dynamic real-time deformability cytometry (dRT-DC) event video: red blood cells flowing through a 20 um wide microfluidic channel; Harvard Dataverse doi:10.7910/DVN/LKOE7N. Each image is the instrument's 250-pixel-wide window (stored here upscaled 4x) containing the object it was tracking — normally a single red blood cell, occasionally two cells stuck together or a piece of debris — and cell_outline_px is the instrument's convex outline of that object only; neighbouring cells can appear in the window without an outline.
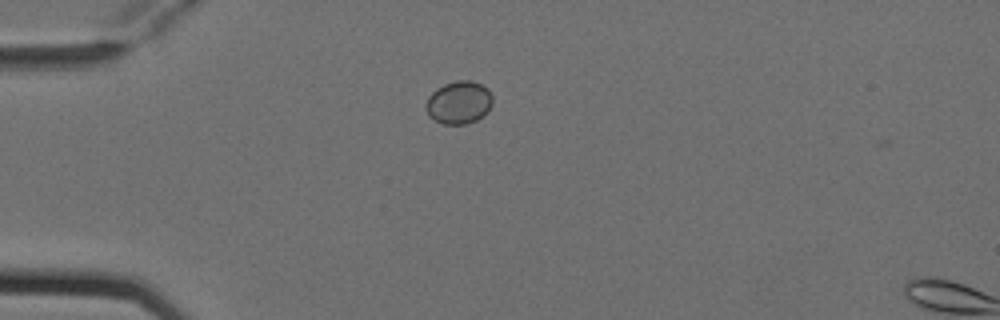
{"species": "Egyptian fruit bat (a non-hibernating species)", "species_latin": "Rousettus aegyptiacus", "temperature_condition": "cold", "stored_images_in_passage": 2, "camera_frame_rate_fps": 3000, "um_per_image_px": 0.085, "animal": {"sex": "female"}, "frame": {"image": 1, "passage_image": 1, "time_ms": 0.0, "image_size_px": [1000, 320], "cell_outline_px": [[492, 104], [488, 112], [476, 120], [464, 124], [444, 124], [428, 116], [424, 108], [424, 104], [428, 96], [436, 88], [444, 84], [456, 80], [472, 80], [488, 88], [492, 96]], "centroid_in_image_um": [38.98, 8.7], "position_along_channel_um": 46.0, "area_um2": 16.88}}